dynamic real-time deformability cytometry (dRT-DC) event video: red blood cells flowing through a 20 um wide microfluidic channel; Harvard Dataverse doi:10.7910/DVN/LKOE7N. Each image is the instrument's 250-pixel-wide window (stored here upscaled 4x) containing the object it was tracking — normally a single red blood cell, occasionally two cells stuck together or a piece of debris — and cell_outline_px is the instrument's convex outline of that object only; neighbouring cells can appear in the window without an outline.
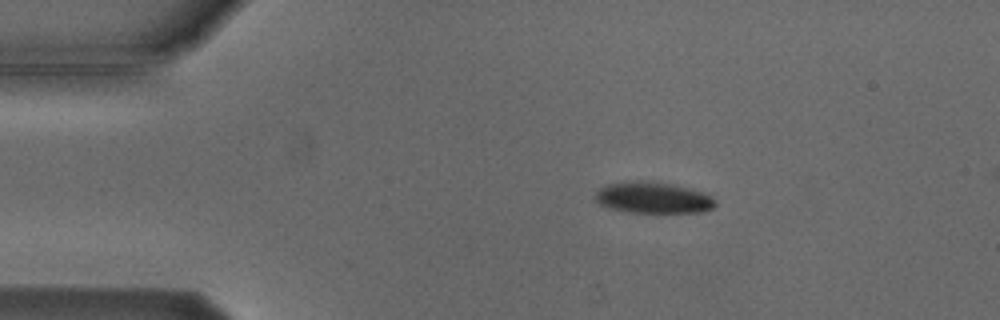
{"species": "Egyptian fruit bat (a non-hibernating species)", "species_latin": "Rousettus aegyptiacus", "temperature_condition": "cold", "stored_images_in_passage": 6, "camera_frame_rate_fps": 3000, "um_per_image_px": 0.085, "animal": {"sex": "male"}, "frame": {"image": 1, "passage_image": 2, "time_ms": 2.0, "image_size_px": [1000, 320], "cell_outline_px": [[716, 204], [712, 208], [700, 212], [628, 212], [608, 208], [600, 204], [596, 200], [596, 192], [600, 188], [608, 184], [668, 184], [700, 192], [716, 200]], "centroid_in_image_um": [55.51, 16.87], "position_along_channel_um": 29.5, "area_um2": 20.4}}
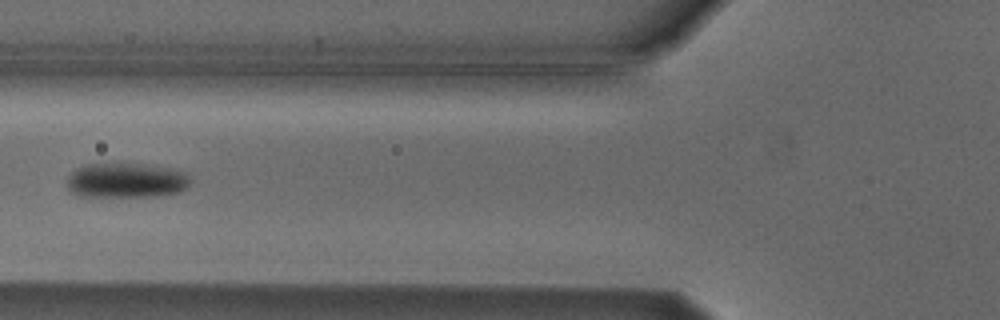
{"frame": {"image": 2, "passage_image": 5, "time_ms": 5.667, "image_size_px": [1000, 320], "cell_outline_px": [[192, 180], [180, 192], [156, 196], [80, 196], [72, 192], [68, 188], [68, 176], [76, 168], [88, 164], [144, 164], [172, 168], [184, 172]], "centroid_in_image_um": [10.74, 15.33], "position_along_channel_um": 115.1, "area_um2": 24.91}}
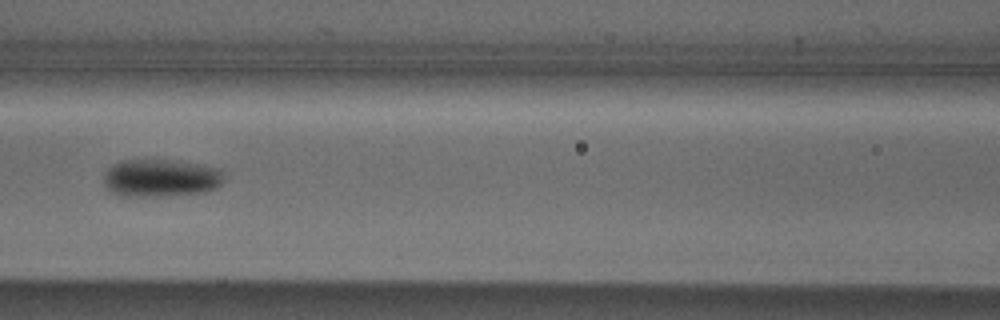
{"frame": {"image": 3, "passage_image": 6, "time_ms": 6.667, "image_size_px": [1000, 320], "cell_outline_px": [[224, 180], [216, 188], [204, 192], [168, 196], [120, 196], [112, 192], [104, 184], [104, 172], [112, 164], [120, 160], [176, 160], [220, 168], [224, 176]], "centroid_in_image_um": [13.66, 15.13], "position_along_channel_um": 152.9, "area_um2": 26.7}}